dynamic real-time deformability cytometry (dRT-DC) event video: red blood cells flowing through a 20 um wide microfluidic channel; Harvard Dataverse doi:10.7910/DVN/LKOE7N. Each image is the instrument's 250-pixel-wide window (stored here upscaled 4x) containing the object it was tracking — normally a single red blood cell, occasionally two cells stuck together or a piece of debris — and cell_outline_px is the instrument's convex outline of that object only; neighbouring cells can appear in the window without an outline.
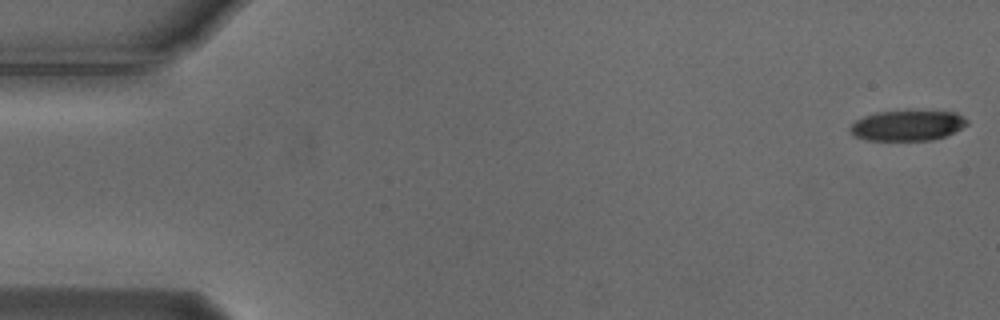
{"species": "Egyptian fruit bat (a non-hibernating species)", "species_latin": "Rousettus aegyptiacus", "temperature_condition": "cold", "stored_images_in_passage": 55, "camera_frame_rate_fps": 3000, "um_per_image_px": 0.085, "animal": {"sex": "male"}, "frame": {"image": 1, "passage_image": 1, "time_ms": 0.0, "image_size_px": [1000, 320], "cell_outline_px": [[968, 124], [944, 136], [932, 140], [868, 140], [856, 136], [848, 128], [856, 120], [864, 116], [876, 112], [956, 112], [968, 120]], "centroid_in_image_um": [77.12, 10.68], "position_along_channel_um": 7.9, "area_um2": 20.17}}
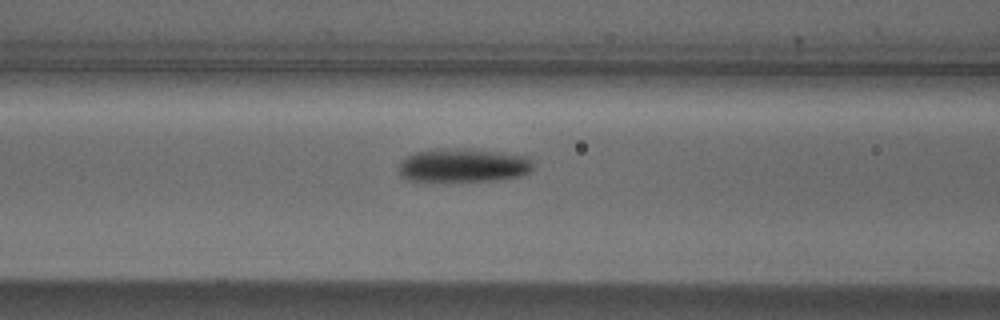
{"frame": {"image": 2, "passage_image": 22, "time_ms": 7.0, "image_size_px": [1000, 320], "cell_outline_px": [[532, 168], [528, 172], [520, 176], [492, 180], [408, 180], [400, 176], [400, 164], [404, 156], [416, 152], [432, 148], [468, 148], [528, 156], [532, 160]], "centroid_in_image_um": [39.35, 14.02], "position_along_channel_um": 127.2, "area_um2": 26.24}}
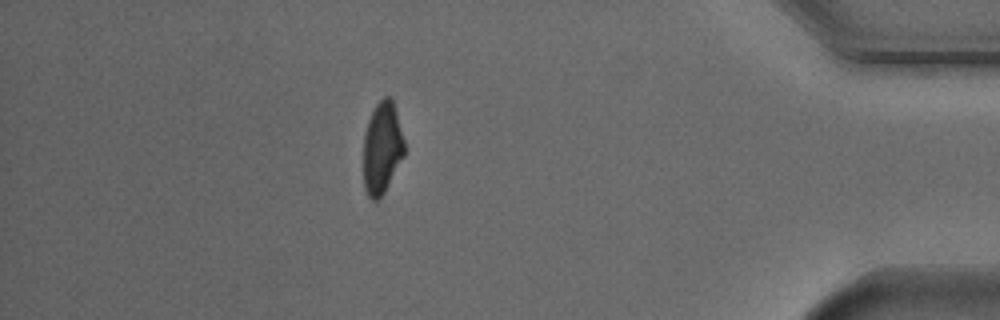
{"frame": {"image": 3, "passage_image": 48, "time_ms": 15.667, "image_size_px": [1000, 320], "cell_outline_px": [[404, 156], [384, 192], [376, 200], [372, 200], [368, 196], [364, 188], [364, 132], [368, 120], [376, 104], [384, 96], [392, 96], [404, 140]], "centroid_in_image_um": [32.48, 12.54], "position_along_channel_um": 402.7, "area_um2": 21.85}, "authors_computed_cell_mechanics": {"area_um2": 23.8714, "velocity_mm_per_s": 3.7237, "shape_relaxation_time_tau1_ms": 2.7127, "shape_relaxation_time_tau2_ms": 4.8315, "deformation_change_tau1": 0.134, "deformation_change_tau2": 0.1026}}